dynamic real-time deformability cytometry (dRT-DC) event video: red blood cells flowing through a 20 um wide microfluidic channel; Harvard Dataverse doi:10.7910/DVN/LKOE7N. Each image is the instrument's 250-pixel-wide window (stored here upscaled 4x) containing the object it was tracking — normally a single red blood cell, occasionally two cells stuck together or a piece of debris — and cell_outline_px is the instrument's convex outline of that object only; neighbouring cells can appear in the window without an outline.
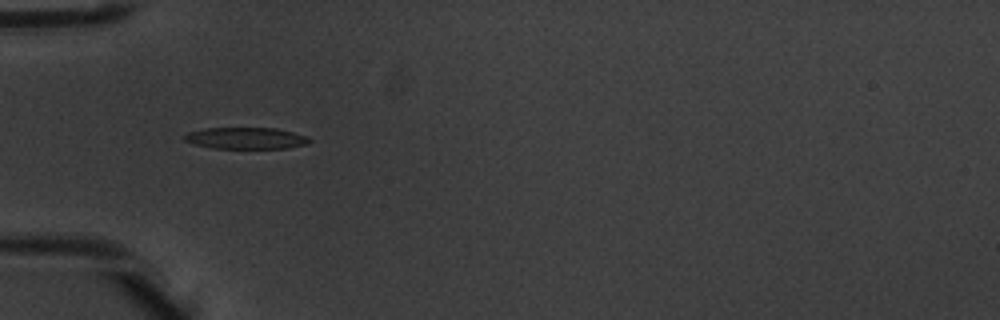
{"species": "common noctule bat (a hibernating species)", "species_latin": "Nyctalus noctula", "temperature_condition": "warm", "stored_images_in_passage": 8, "camera_frame_rate_fps": 3000, "um_per_image_px": 0.085, "animal": {"sex": "male", "body_mass_g": 20.1, "forearm_length_mm": 53.5}, "frame": {"image": 1, "passage_image": 5, "time_ms": 1.333, "image_size_px": [1000, 320], "cell_outline_px": [[312, 140], [304, 144], [288, 148], [212, 148], [192, 144], [184, 140], [184, 136], [188, 132], [204, 128], [276, 128], [308, 136]], "centroid_in_image_um": [20.88, 11.74], "position_along_channel_um": 64.1, "area_um2": 15.66}}
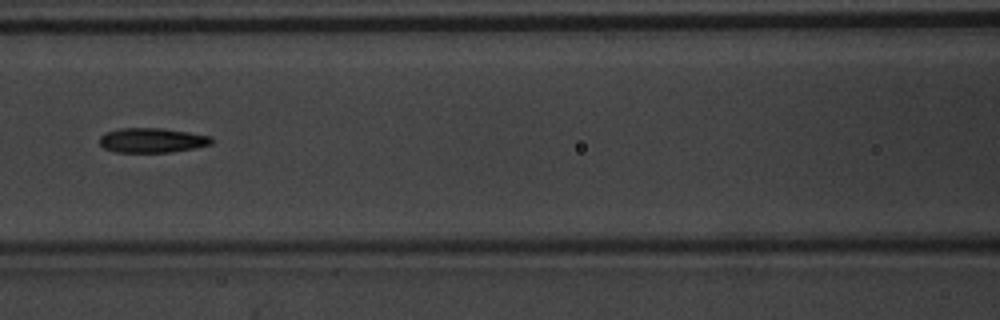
{"frame": {"image": 2, "passage_image": 7, "time_ms": 2.0, "image_size_px": [1000, 320], "cell_outline_px": [[212, 144], [192, 148], [168, 152], [116, 152], [104, 148], [100, 144], [100, 136], [104, 132], [120, 128], [160, 128], [188, 132], [212, 136]], "centroid_in_image_um": [12.89, 11.91], "position_along_channel_um": 153.7, "area_um2": 16.01}}
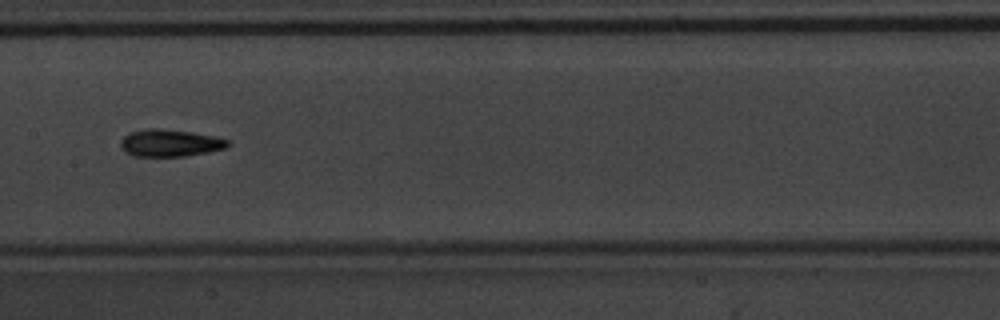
{"frame": {"image": 3, "passage_image": 8, "time_ms": 2.333, "image_size_px": [1000, 320], "cell_outline_px": [[232, 144], [228, 148], [208, 152], [184, 156], [132, 156], [124, 152], [120, 144], [120, 140], [128, 132], [148, 128], [156, 128], [192, 132], [212, 136], [228, 140]], "centroid_in_image_um": [14.43, 12.16], "position_along_channel_um": 193.0, "area_um2": 17.11}}